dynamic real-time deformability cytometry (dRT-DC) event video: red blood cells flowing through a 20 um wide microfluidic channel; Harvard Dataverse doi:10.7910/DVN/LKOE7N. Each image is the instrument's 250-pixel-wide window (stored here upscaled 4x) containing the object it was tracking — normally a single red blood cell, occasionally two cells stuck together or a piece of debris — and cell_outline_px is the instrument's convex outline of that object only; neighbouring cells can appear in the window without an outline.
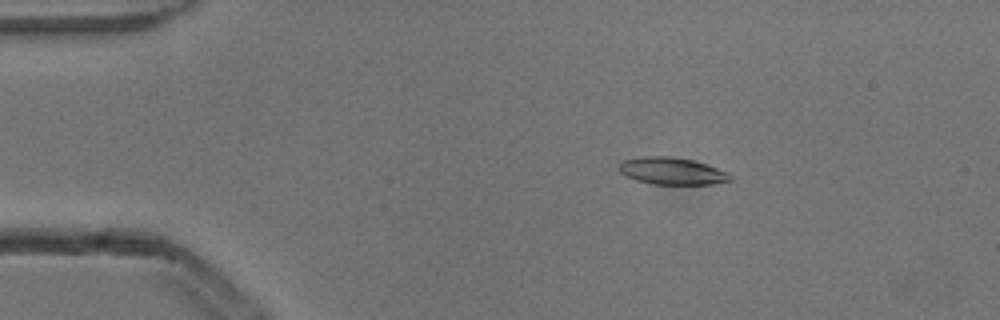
{"species": "common noctule bat (a hibernating species)", "species_latin": "Nyctalus noctula", "temperature_condition": "cold", "stored_images_in_passage": 5, "camera_frame_rate_fps": 3000, "um_per_image_px": 0.085, "animal": {"sex": "male", "body_mass_g": 13.3}, "frame": {"image": 1, "passage_image": 2, "time_ms": 0.333, "image_size_px": [1000, 320], "cell_outline_px": [[732, 180], [712, 184], [652, 184], [636, 180], [620, 172], [620, 164], [624, 160], [640, 156], [668, 156], [692, 160], [728, 172], [732, 176]], "centroid_in_image_um": [57.12, 14.54], "position_along_channel_um": 27.9, "area_um2": 17.34}}
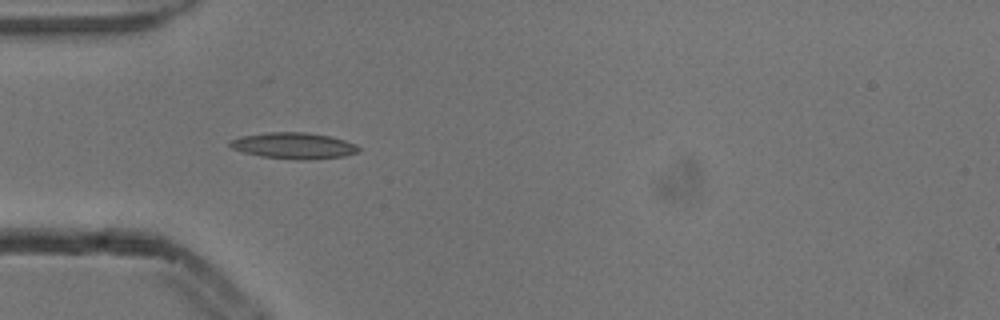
{"frame": {"image": 2, "passage_image": 4, "time_ms": 1.0, "image_size_px": [1000, 320], "cell_outline_px": [[360, 152], [344, 156], [312, 160], [296, 160], [260, 156], [244, 152], [232, 148], [228, 144], [228, 140], [240, 136], [268, 132], [304, 132], [328, 136], [344, 140], [356, 144], [360, 148]], "centroid_in_image_um": [24.96, 12.39], "position_along_channel_um": 60.0, "area_um2": 19.83}}
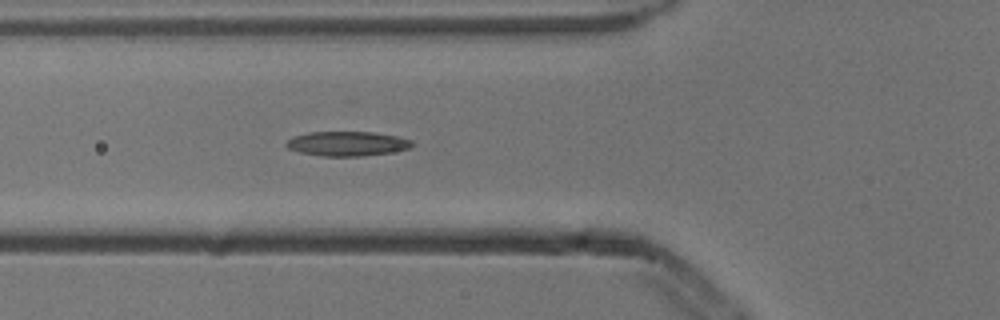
{"frame": {"image": 3, "passage_image": 5, "time_ms": 1.333, "image_size_px": [1000, 320], "cell_outline_px": [[412, 148], [392, 152], [364, 156], [320, 156], [300, 152], [288, 148], [284, 144], [292, 136], [308, 132], [372, 132], [396, 136], [412, 140]], "centroid_in_image_um": [29.5, 12.21], "position_along_channel_um": 96.3, "area_um2": 18.09}}